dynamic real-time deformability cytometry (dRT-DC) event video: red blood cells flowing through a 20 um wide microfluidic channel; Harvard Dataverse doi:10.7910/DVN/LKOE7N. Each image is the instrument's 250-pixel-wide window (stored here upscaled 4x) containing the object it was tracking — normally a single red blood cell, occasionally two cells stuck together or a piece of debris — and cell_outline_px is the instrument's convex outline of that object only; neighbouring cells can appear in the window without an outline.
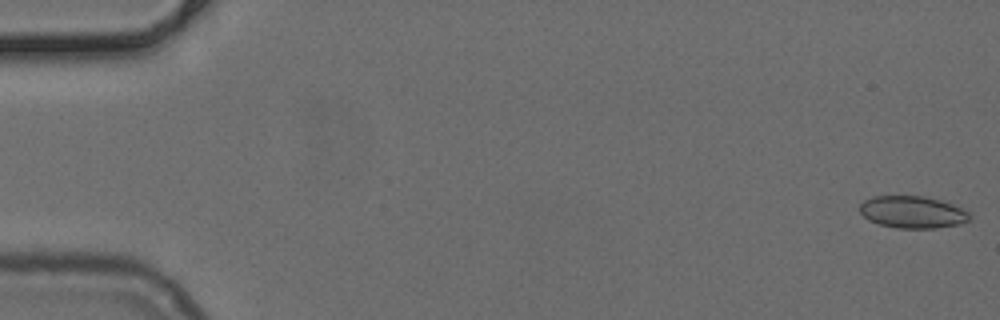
{"species": "common noctule bat (a hibernating species)", "species_latin": "Nyctalus noctula", "temperature_condition": "cold", "stored_images_in_passage": 51, "camera_frame_rate_fps": 3000, "um_per_image_px": 0.085, "animal": {"sex": "female", "body_mass_g": 24.6, "forearm_length_mm": 56.2}, "frame": {"image": 1, "passage_image": 1, "time_ms": 0.0, "image_size_px": [1000, 320], "cell_outline_px": [[972, 216], [968, 220], [960, 224], [936, 228], [896, 228], [880, 224], [868, 220], [860, 212], [860, 204], [864, 200], [872, 196], [924, 196], [940, 200], [952, 204], [968, 212]], "centroid_in_image_um": [77.55, 18.03], "position_along_channel_um": 7.4, "area_um2": 20.52}}
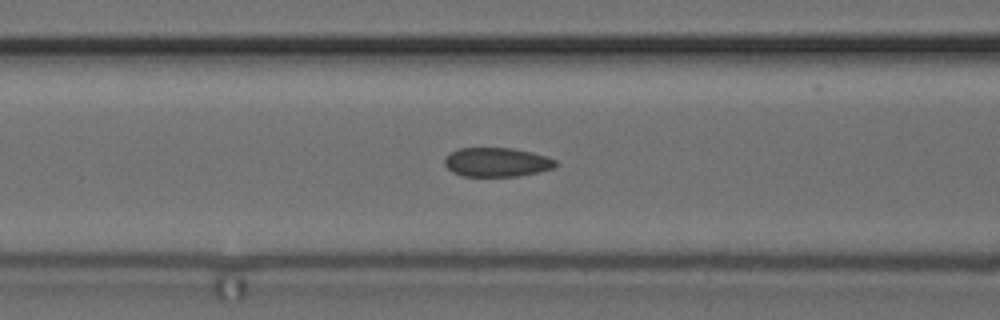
{"frame": {"image": 2, "passage_image": 21, "time_ms": 6.667, "image_size_px": [1000, 320], "cell_outline_px": [[560, 164], [552, 168], [540, 172], [516, 176], [464, 176], [452, 172], [444, 164], [444, 156], [460, 148], [512, 148], [532, 152], [556, 160]], "centroid_in_image_um": [42.23, 13.78], "position_along_channel_um": 124.4, "area_um2": 18.84}}
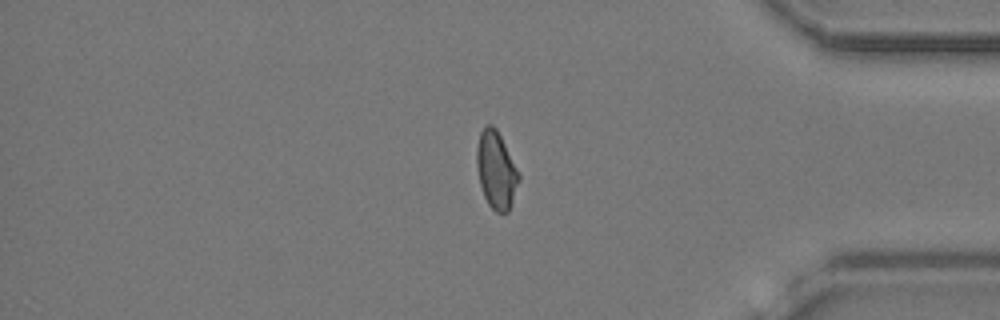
{"frame": {"image": 3, "passage_image": 43, "time_ms": 14.0, "image_size_px": [1000, 320], "cell_outline_px": [[520, 180], [508, 212], [496, 212], [488, 204], [484, 196], [480, 184], [476, 164], [476, 148], [480, 132], [484, 124], [492, 124], [496, 128], [520, 176]], "centroid_in_image_um": [42.15, 14.44], "position_along_channel_um": 393.1, "area_um2": 18.79}}